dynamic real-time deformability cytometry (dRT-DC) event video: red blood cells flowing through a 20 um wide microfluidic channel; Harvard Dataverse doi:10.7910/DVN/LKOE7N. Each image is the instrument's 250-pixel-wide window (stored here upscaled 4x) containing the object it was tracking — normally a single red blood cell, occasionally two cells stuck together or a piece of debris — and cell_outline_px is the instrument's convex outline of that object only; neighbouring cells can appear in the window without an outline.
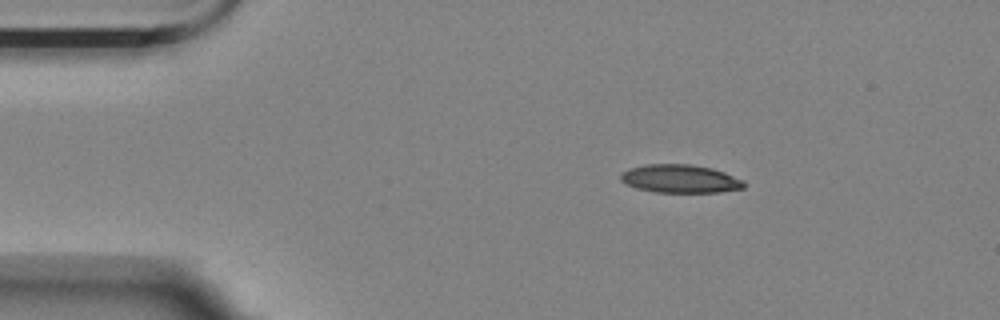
{"species": "Egyptian fruit bat (a non-hibernating species)", "species_latin": "Rousettus aegyptiacus", "temperature_condition": "room temperature", "stored_images_in_passage": 3, "camera_frame_rate_fps": 3000, "um_per_image_px": 0.085, "animal": {"sex": "female"}, "frame": {"image": 1, "passage_image": 1, "time_ms": 0.0, "image_size_px": [1000, 320], "cell_outline_px": [[744, 188], [720, 192], [656, 192], [636, 188], [624, 184], [620, 180], [620, 172], [628, 168], [648, 164], [692, 164], [712, 168], [724, 172], [744, 180]], "centroid_in_image_um": [57.78, 15.19], "position_along_channel_um": 27.2, "area_um2": 20.46}}